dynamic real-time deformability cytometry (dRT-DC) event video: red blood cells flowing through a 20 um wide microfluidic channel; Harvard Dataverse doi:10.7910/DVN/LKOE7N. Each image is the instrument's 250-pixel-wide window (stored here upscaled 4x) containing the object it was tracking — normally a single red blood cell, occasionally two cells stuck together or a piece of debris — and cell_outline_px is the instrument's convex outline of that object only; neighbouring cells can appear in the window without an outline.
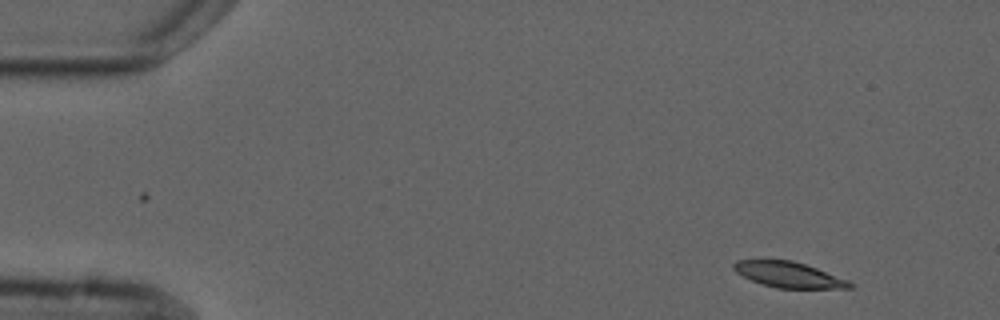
{"species": "common noctule bat (a hibernating species)", "species_latin": "Nyctalus noctula", "temperature_condition": "cold", "stored_images_in_passage": 4, "camera_frame_rate_fps": 3000, "um_per_image_px": 0.085, "animal": {"sex": "male", "forearm_length_mm": 52.5}, "frame": {"image": 1, "passage_image": 1, "time_ms": 0.0, "image_size_px": [1000, 320], "cell_outline_px": [[856, 284], [852, 288], [776, 288], [752, 280], [736, 272], [732, 268], [732, 264], [736, 260], [792, 260], [816, 268], [848, 280]], "centroid_in_image_um": [67.05, 23.35], "position_along_channel_um": 17.9, "area_um2": 17.17}}
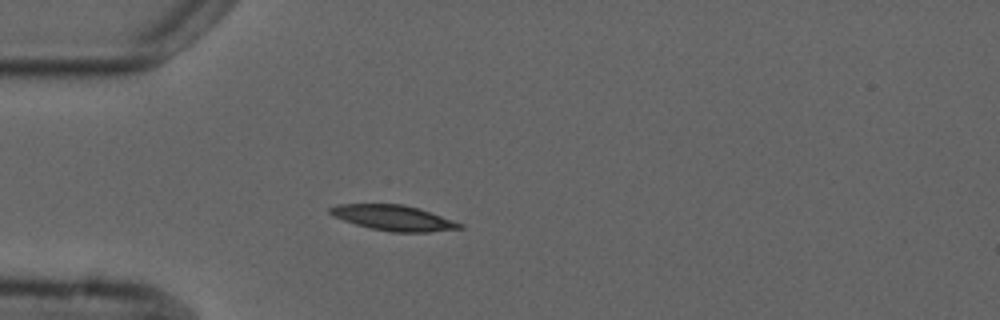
{"frame": {"image": 2, "passage_image": 4, "time_ms": 3.333, "image_size_px": [1000, 320], "cell_outline_px": [[464, 228], [428, 232], [388, 232], [356, 224], [332, 216], [328, 212], [328, 208], [336, 204], [404, 204], [420, 208], [464, 224]], "centroid_in_image_um": [33.45, 18.51], "position_along_channel_um": 51.5, "area_um2": 19.31}}